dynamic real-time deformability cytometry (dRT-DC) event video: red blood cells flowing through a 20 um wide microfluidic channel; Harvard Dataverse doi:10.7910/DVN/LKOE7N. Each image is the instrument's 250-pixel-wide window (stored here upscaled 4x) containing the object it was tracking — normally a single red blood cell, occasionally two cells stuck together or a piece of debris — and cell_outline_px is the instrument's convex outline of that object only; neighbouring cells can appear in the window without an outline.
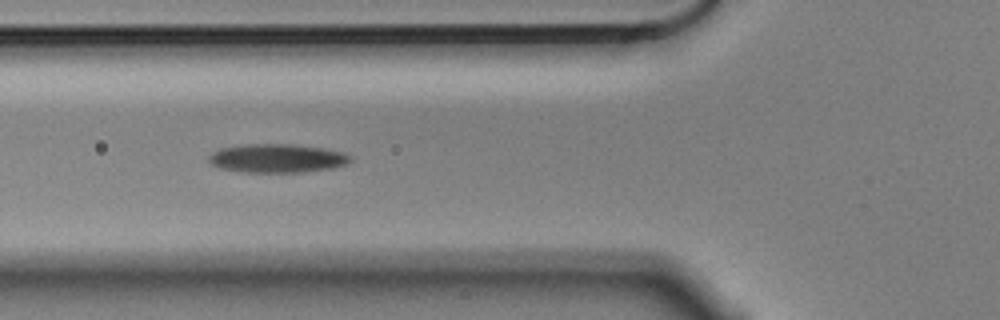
{"species": "Egyptian fruit bat (a non-hibernating species)", "species_latin": "Rousettus aegyptiacus", "temperature_condition": "cold", "stored_images_in_passage": 12, "camera_frame_rate_fps": 3000, "um_per_image_px": 0.085, "animal": {"sex": "male"}, "frame": {"image": 1, "passage_image": 5, "time_ms": 1.333, "image_size_px": [1000, 320], "cell_outline_px": [[352, 160], [344, 164], [332, 168], [300, 172], [248, 172], [220, 168], [212, 164], [208, 160], [208, 156], [212, 152], [220, 148], [248, 144], [292, 144], [324, 148], [344, 152], [352, 156]], "centroid_in_image_um": [23.56, 13.44], "position_along_channel_um": 102.2, "area_um2": 23.58}}
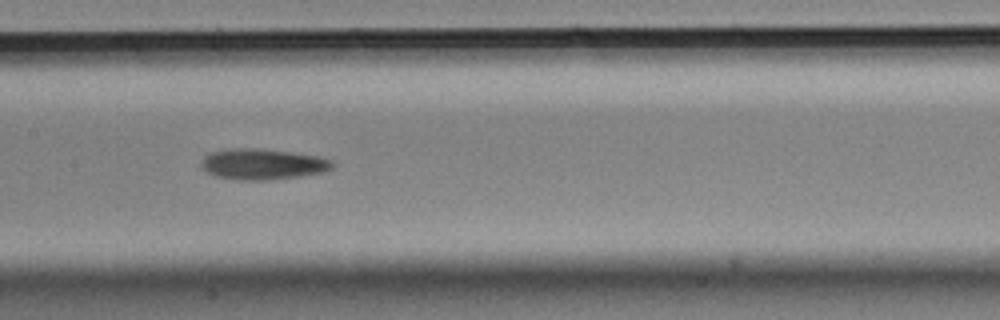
{"frame": {"image": 2, "passage_image": 7, "time_ms": 2.0, "image_size_px": [1000, 320], "cell_outline_px": [[336, 164], [332, 168], [324, 172], [296, 176], [264, 180], [236, 180], [216, 176], [200, 168], [200, 164], [212, 152], [232, 148], [260, 148], [292, 152], [320, 156], [332, 160]], "centroid_in_image_um": [22.36, 13.95], "position_along_channel_um": 185.0, "area_um2": 23.47}}
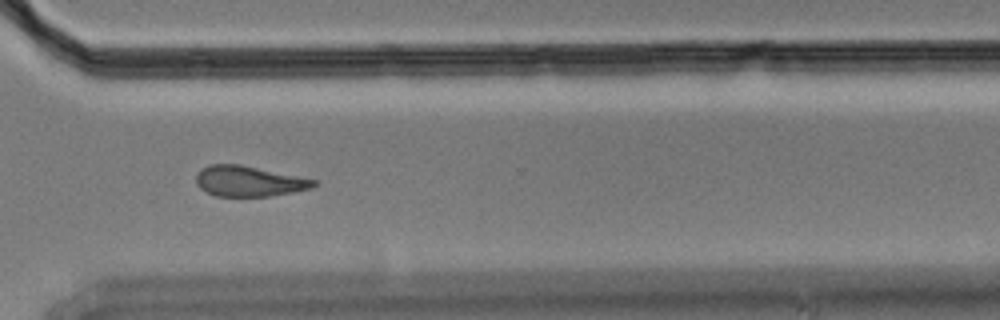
{"frame": {"image": 3, "passage_image": 11, "time_ms": 3.333, "image_size_px": [1000, 320], "cell_outline_px": [[316, 184], [312, 188], [292, 192], [268, 196], [216, 196], [200, 188], [196, 184], [196, 172], [200, 168], [208, 164], [240, 164], [316, 180]], "centroid_in_image_um": [21.09, 15.39], "position_along_channel_um": 349.5, "area_um2": 20.81}}